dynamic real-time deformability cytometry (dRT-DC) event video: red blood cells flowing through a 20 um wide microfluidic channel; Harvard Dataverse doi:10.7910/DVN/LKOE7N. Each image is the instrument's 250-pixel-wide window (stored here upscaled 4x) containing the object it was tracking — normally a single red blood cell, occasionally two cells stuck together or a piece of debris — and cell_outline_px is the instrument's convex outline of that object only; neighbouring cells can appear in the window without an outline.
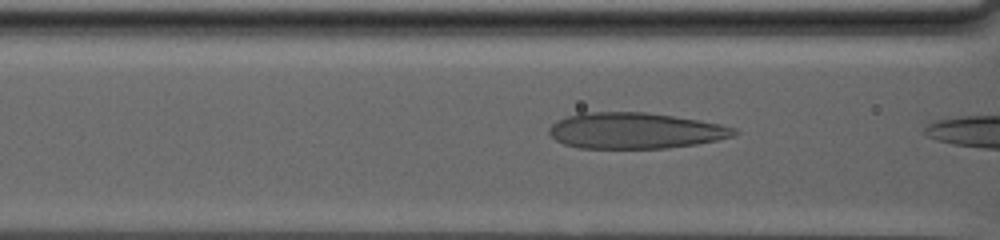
{"species": "human", "species_latin": "Homo sapiens", "temperature_condition": "warm", "stored_images_in_passage": 7, "camera_frame_rate_fps": 3000, "um_per_image_px": 0.085, "donor": {"sex": "male"}, "frame": {"image": 1, "passage_image": 5, "time_ms": 1.333, "image_size_px": [1000, 240], "cell_outline_px": [[740, 132], [732, 136], [716, 140], [696, 144], [668, 148], [580, 148], [564, 144], [556, 140], [548, 132], [548, 128], [556, 120], [580, 112], [644, 112], [672, 116], [720, 124], [736, 128]], "centroid_in_image_um": [53.95, 11.11], "position_along_channel_um": 112.6, "area_um2": 38.73}}